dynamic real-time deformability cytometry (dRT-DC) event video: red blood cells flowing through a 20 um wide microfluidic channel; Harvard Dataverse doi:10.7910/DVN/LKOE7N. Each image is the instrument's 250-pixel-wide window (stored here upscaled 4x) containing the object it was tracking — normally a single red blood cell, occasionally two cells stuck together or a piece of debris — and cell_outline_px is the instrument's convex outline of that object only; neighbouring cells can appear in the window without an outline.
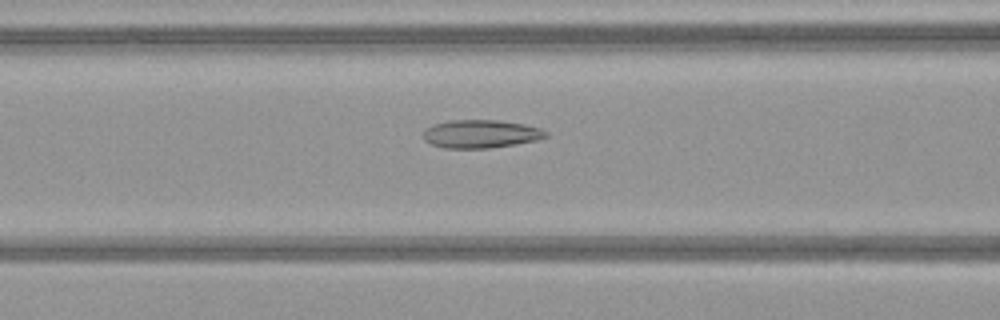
{"species": "common noctule bat (a hibernating species)", "species_latin": "Nyctalus noctula", "temperature_condition": "warm", "stored_images_in_passage": 51, "camera_frame_rate_fps": 3000, "um_per_image_px": 0.085, "animal": {"sex": "female", "body_mass_g": 21.9}, "frame": {"image": 1, "passage_image": 22, "time_ms": 7.0, "image_size_px": [1000, 320], "cell_outline_px": [[548, 136], [536, 140], [516, 144], [492, 148], [444, 148], [432, 144], [424, 140], [424, 132], [432, 124], [452, 120], [496, 120], [524, 124], [540, 128], [548, 132]], "centroid_in_image_um": [40.89, 11.38], "position_along_channel_um": 125.7, "area_um2": 20.06}}
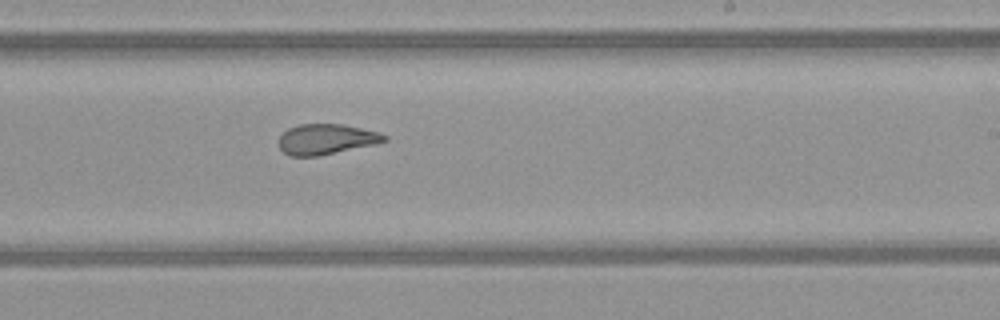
{"frame": {"image": 2, "passage_image": 32, "time_ms": 10.333, "image_size_px": [1000, 320], "cell_outline_px": [[388, 140], [376, 144], [320, 156], [288, 156], [276, 144], [276, 140], [288, 128], [300, 124], [344, 124], [380, 132], [388, 136]], "centroid_in_image_um": [27.72, 11.84], "position_along_channel_um": 261.3, "area_um2": 19.07}}
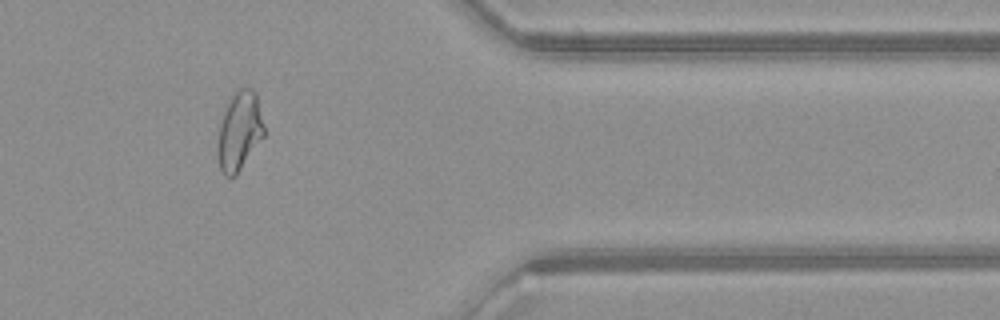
{"frame": {"image": 3, "passage_image": 43, "time_ms": 14.0, "image_size_px": [1000, 320], "cell_outline_px": [[264, 136], [236, 176], [224, 176], [220, 168], [216, 152], [216, 144], [224, 104], [236, 88], [252, 88], [256, 92], [264, 124]], "centroid_in_image_um": [20.32, 11.11], "position_along_channel_um": 391.1, "area_um2": 21.91}, "authors_computed_cell_mechanics": {"area_um2": 22.3686, "velocity_mm_per_s": 4.0697, "shape_relaxation_time_tau1_ms": null, "shape_relaxation_time_tau2_ms": 1.5805, "deformation_change_tau1": null, "deformation_change_tau2": 0.0826}}